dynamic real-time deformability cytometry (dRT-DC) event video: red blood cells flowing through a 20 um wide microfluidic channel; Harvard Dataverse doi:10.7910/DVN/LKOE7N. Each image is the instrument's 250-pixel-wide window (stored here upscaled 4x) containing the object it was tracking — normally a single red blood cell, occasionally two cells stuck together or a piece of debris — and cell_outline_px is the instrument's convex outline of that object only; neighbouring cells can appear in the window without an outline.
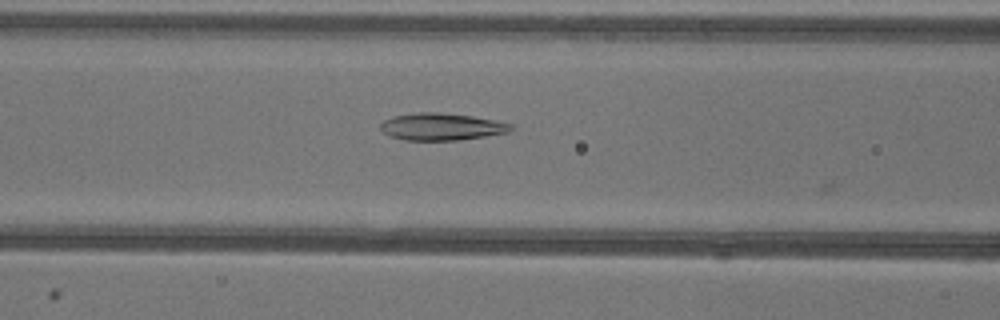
{"species": "common noctule bat (a hibernating species)", "species_latin": "Nyctalus noctula", "temperature_condition": "warm", "stored_images_in_passage": 49, "camera_frame_rate_fps": 3000, "um_per_image_px": 0.085, "animal": {"sex": "female"}, "frame": {"image": 1, "passage_image": 21, "time_ms": 6.667, "image_size_px": [1000, 320], "cell_outline_px": [[516, 128], [512, 132], [460, 140], [404, 140], [392, 136], [384, 132], [380, 128], [380, 124], [384, 120], [392, 116], [416, 112], [444, 112], [472, 116], [496, 120], [512, 124]], "centroid_in_image_um": [37.59, 10.76], "position_along_channel_um": 129.0, "area_um2": 20.92}}
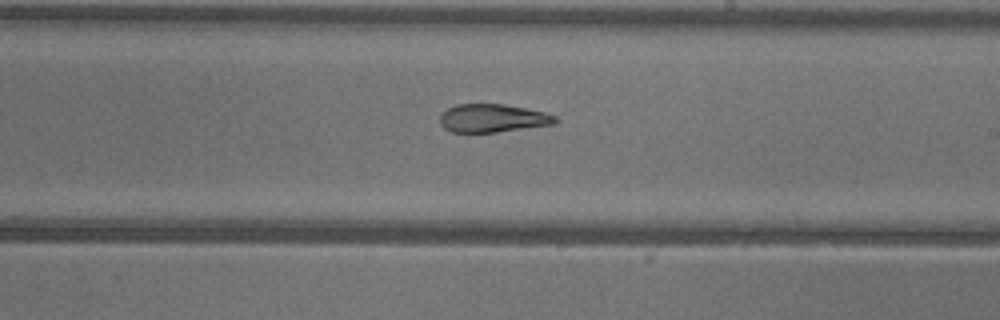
{"frame": {"image": 2, "passage_image": 30, "time_ms": 9.667, "image_size_px": [1000, 320], "cell_outline_px": [[560, 120], [556, 124], [496, 132], [452, 132], [444, 128], [440, 124], [440, 112], [456, 104], [504, 104], [544, 112], [556, 116]], "centroid_in_image_um": [41.87, 10.04], "position_along_channel_um": 247.1, "area_um2": 19.07}}
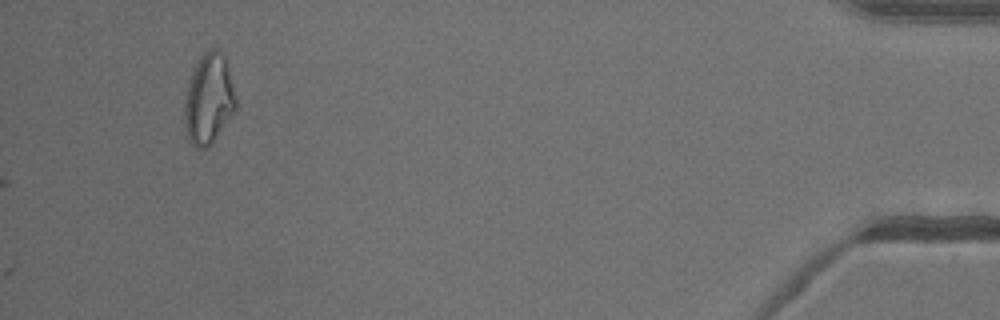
{"frame": {"image": 3, "passage_image": 49, "time_ms": 16.0, "image_size_px": [1000, 320], "cell_outline_px": [[236, 108], [212, 140], [204, 148], [196, 148], [188, 140], [184, 124], [184, 104], [188, 84], [192, 72], [196, 64], [204, 52], [208, 48], [212, 48], [220, 52], [224, 56], [236, 96]], "centroid_in_image_um": [17.71, 8.4], "position_along_channel_um": 417.5, "area_um2": 26.36}, "authors_computed_cell_mechanics": {"area_um2": 19.7098, "velocity_mm_per_s": 3.9346, "shape_relaxation_time_tau1_ms": 0.6565, "shape_relaxation_time_tau2_ms": 2.0534, "deformation_change_tau1": null, "deformation_change_tau2": 0.0527}}